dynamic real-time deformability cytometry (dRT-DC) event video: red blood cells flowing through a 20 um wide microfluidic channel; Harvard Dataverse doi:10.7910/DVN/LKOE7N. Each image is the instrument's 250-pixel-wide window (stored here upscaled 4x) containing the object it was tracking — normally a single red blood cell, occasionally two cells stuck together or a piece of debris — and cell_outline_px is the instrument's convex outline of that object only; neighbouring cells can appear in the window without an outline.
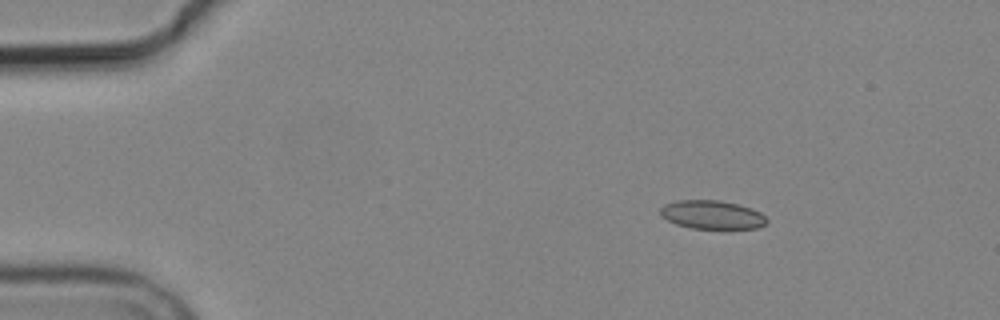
{"species": "common noctule bat (a hibernating species)", "species_latin": "Nyctalus noctula", "temperature_condition": "cold", "stored_images_in_passage": 4, "camera_frame_rate_fps": 3000, "um_per_image_px": 0.085, "animal": {"sex": "male", "body_mass_g": 19.2, "forearm_length_mm": 51.8}, "frame": {"image": 1, "passage_image": 2, "time_ms": 1.0, "image_size_px": [1000, 320], "cell_outline_px": [[768, 220], [764, 224], [756, 228], [692, 228], [676, 224], [668, 220], [660, 212], [660, 208], [664, 204], [676, 200], [720, 200], [736, 204], [760, 212]], "centroid_in_image_um": [60.49, 18.24], "position_along_channel_um": 24.5, "area_um2": 17.4}}